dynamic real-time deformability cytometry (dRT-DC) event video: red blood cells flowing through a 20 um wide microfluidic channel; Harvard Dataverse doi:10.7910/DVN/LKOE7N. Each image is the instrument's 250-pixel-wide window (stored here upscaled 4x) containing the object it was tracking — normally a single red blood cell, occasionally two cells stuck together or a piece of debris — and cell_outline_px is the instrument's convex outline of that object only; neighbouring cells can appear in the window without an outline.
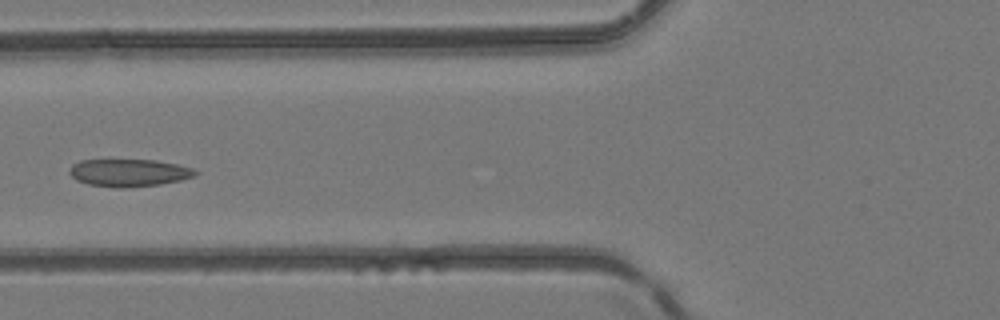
{"species": "common noctule bat (a hibernating species)", "species_latin": "Nyctalus noctula", "temperature_condition": "room temperature", "stored_images_in_passage": 11, "camera_frame_rate_fps": 3000, "um_per_image_px": 0.085, "animal": {"sex": "female", "body_mass_g": 24.6, "forearm_length_mm": 56.2}, "frame": {"image": 1, "passage_image": 7, "time_ms": 2.0, "image_size_px": [1000, 320], "cell_outline_px": [[200, 172], [192, 176], [180, 180], [160, 184], [124, 188], [120, 188], [88, 184], [76, 180], [68, 172], [72, 164], [80, 160], [156, 160], [176, 164], [192, 168]], "centroid_in_image_um": [10.93, 14.68], "position_along_channel_um": 114.9, "area_um2": 20.06}}